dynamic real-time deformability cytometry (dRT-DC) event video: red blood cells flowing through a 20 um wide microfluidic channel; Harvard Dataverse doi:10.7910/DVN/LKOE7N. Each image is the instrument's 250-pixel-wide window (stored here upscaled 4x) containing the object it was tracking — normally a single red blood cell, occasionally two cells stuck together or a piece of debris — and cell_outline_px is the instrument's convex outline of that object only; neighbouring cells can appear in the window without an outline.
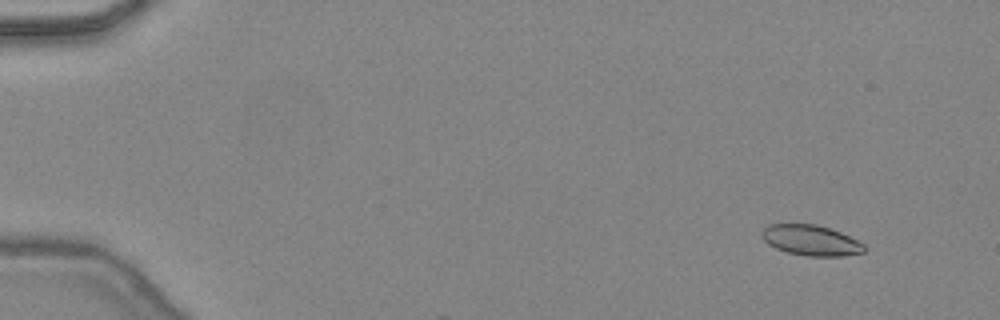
{"species": "common noctule bat (a hibernating species)", "species_latin": "Nyctalus noctula", "temperature_condition": "warm", "stored_images_in_passage": 8, "camera_frame_rate_fps": 3000, "um_per_image_px": 0.085, "animal": {"sex": "female", "body_mass_g": 24.6, "forearm_length_mm": 56.2}, "frame": {"image": 1, "passage_image": 4, "time_ms": 1.0, "image_size_px": [1000, 320], "cell_outline_px": [[864, 252], [844, 256], [808, 256], [788, 252], [776, 248], [768, 244], [764, 240], [760, 232], [768, 224], [816, 224], [840, 232], [864, 244]], "centroid_in_image_um": [68.9, 20.42], "position_along_channel_um": 16.1, "area_um2": 18.03}}